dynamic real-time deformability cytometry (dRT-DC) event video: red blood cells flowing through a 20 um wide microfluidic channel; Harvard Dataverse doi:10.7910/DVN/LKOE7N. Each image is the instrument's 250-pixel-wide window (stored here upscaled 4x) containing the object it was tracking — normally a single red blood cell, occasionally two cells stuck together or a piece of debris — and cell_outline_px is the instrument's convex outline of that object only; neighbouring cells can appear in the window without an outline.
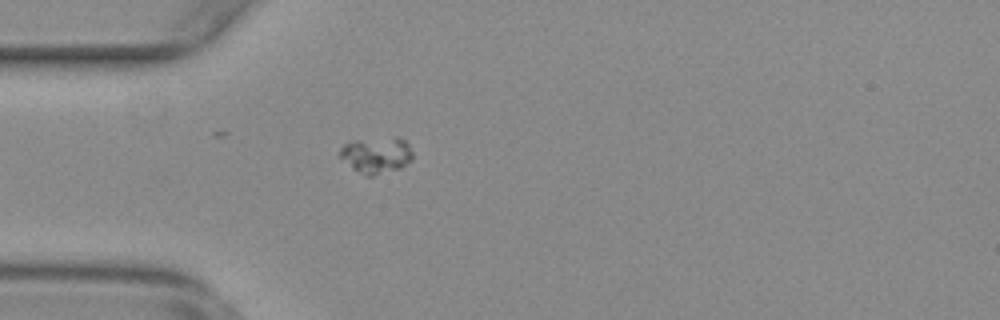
{"species": "common noctule bat (a hibernating species)", "species_latin": "Nyctalus noctula", "temperature_condition": "warm", "stored_images_in_passage": 42, "camera_frame_rate_fps": 3000, "um_per_image_px": 0.085, "animal": {"sex": "female", "body_mass_g": 29.2, "forearm_length_mm": 56.3}, "frame": {"image": 1, "passage_image": 3, "time_ms": 0.667, "image_size_px": [1000, 320], "cell_outline_px": [[412, 160], [400, 168], [372, 176], [364, 176], [352, 168], [340, 156], [340, 148], [344, 144], [356, 140], [396, 136], [400, 136], [408, 144], [412, 152]], "centroid_in_image_um": [32.01, 13.17], "position_along_channel_um": 53.0, "area_um2": 15.43}}
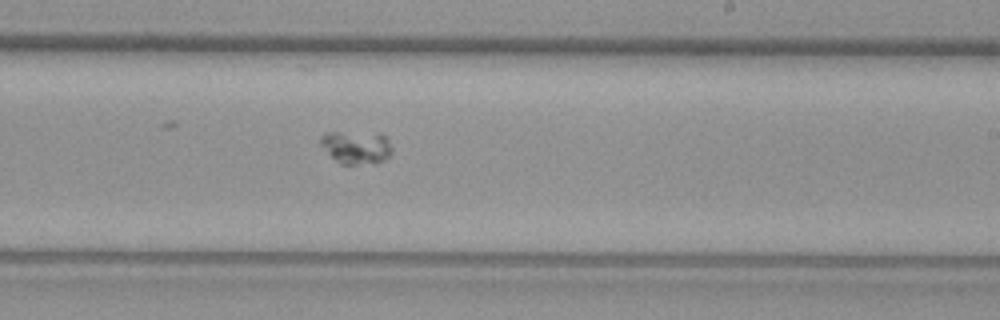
{"frame": {"image": 2, "passage_image": 20, "time_ms": 6.333, "image_size_px": [1000, 320], "cell_outline_px": [[392, 152], [384, 160], [376, 164], [340, 164], [320, 144], [320, 136], [328, 132], [380, 132], [388, 140], [392, 148]], "centroid_in_image_um": [30.32, 12.5], "position_along_channel_um": 258.7, "area_um2": 13.93}}
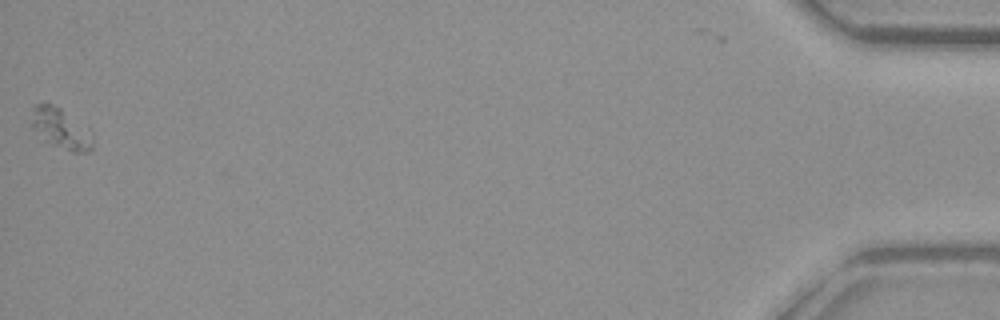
{"frame": {"image": 3, "passage_image": 42, "time_ms": 13.667, "image_size_px": [1000, 320], "cell_outline_px": [[92, 148], [88, 152], [72, 152], [48, 144], [32, 128], [32, 108], [36, 104], [52, 104], [60, 108], [92, 128]], "centroid_in_image_um": [5.21, 10.94], "position_along_channel_um": 430.0, "area_um2": 14.8}}